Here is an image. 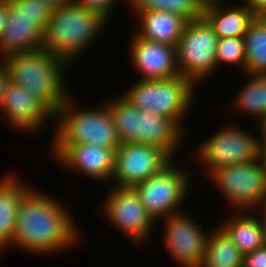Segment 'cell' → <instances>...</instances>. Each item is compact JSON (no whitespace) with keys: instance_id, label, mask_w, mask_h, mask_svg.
<instances>
[{"instance_id":"obj_26","label":"cell","mask_w":266,"mask_h":267,"mask_svg":"<svg viewBox=\"0 0 266 267\" xmlns=\"http://www.w3.org/2000/svg\"><path fill=\"white\" fill-rule=\"evenodd\" d=\"M116 98L105 102L111 113L118 139L121 143H136L137 108L121 94Z\"/></svg>"},{"instance_id":"obj_9","label":"cell","mask_w":266,"mask_h":267,"mask_svg":"<svg viewBox=\"0 0 266 267\" xmlns=\"http://www.w3.org/2000/svg\"><path fill=\"white\" fill-rule=\"evenodd\" d=\"M197 147L199 148H196L194 157L199 158L208 176L222 166L259 160L260 136H253L252 132L231 122L218 129Z\"/></svg>"},{"instance_id":"obj_35","label":"cell","mask_w":266,"mask_h":267,"mask_svg":"<svg viewBox=\"0 0 266 267\" xmlns=\"http://www.w3.org/2000/svg\"><path fill=\"white\" fill-rule=\"evenodd\" d=\"M42 1L50 5L52 8L60 7L75 2V0H42Z\"/></svg>"},{"instance_id":"obj_20","label":"cell","mask_w":266,"mask_h":267,"mask_svg":"<svg viewBox=\"0 0 266 267\" xmlns=\"http://www.w3.org/2000/svg\"><path fill=\"white\" fill-rule=\"evenodd\" d=\"M203 17L218 38L243 37L255 18L250 7L243 4L225 5L224 1L204 6Z\"/></svg>"},{"instance_id":"obj_32","label":"cell","mask_w":266,"mask_h":267,"mask_svg":"<svg viewBox=\"0 0 266 267\" xmlns=\"http://www.w3.org/2000/svg\"><path fill=\"white\" fill-rule=\"evenodd\" d=\"M8 0H0V36L5 29L8 17Z\"/></svg>"},{"instance_id":"obj_12","label":"cell","mask_w":266,"mask_h":267,"mask_svg":"<svg viewBox=\"0 0 266 267\" xmlns=\"http://www.w3.org/2000/svg\"><path fill=\"white\" fill-rule=\"evenodd\" d=\"M184 211L163 219L165 247L176 264L182 267H200L206 248L208 232Z\"/></svg>"},{"instance_id":"obj_4","label":"cell","mask_w":266,"mask_h":267,"mask_svg":"<svg viewBox=\"0 0 266 267\" xmlns=\"http://www.w3.org/2000/svg\"><path fill=\"white\" fill-rule=\"evenodd\" d=\"M72 98L69 97L54 114L51 156L56 160L70 145L77 144H95L116 150L121 142L107 104L82 108L76 106V100Z\"/></svg>"},{"instance_id":"obj_19","label":"cell","mask_w":266,"mask_h":267,"mask_svg":"<svg viewBox=\"0 0 266 267\" xmlns=\"http://www.w3.org/2000/svg\"><path fill=\"white\" fill-rule=\"evenodd\" d=\"M135 17L139 21V29L135 30L139 37L174 47L188 22L183 16L168 11H144Z\"/></svg>"},{"instance_id":"obj_5","label":"cell","mask_w":266,"mask_h":267,"mask_svg":"<svg viewBox=\"0 0 266 267\" xmlns=\"http://www.w3.org/2000/svg\"><path fill=\"white\" fill-rule=\"evenodd\" d=\"M195 85L179 75L164 80H137L121 94L138 110L151 111L171 120L184 134L183 125L194 104ZM184 119V120H183Z\"/></svg>"},{"instance_id":"obj_14","label":"cell","mask_w":266,"mask_h":267,"mask_svg":"<svg viewBox=\"0 0 266 267\" xmlns=\"http://www.w3.org/2000/svg\"><path fill=\"white\" fill-rule=\"evenodd\" d=\"M1 111L9 125L17 128V131L28 134L41 130L46 121H54V114L40 100L23 86L11 81L4 93Z\"/></svg>"},{"instance_id":"obj_33","label":"cell","mask_w":266,"mask_h":267,"mask_svg":"<svg viewBox=\"0 0 266 267\" xmlns=\"http://www.w3.org/2000/svg\"><path fill=\"white\" fill-rule=\"evenodd\" d=\"M250 9L255 17H266V0H256Z\"/></svg>"},{"instance_id":"obj_31","label":"cell","mask_w":266,"mask_h":267,"mask_svg":"<svg viewBox=\"0 0 266 267\" xmlns=\"http://www.w3.org/2000/svg\"><path fill=\"white\" fill-rule=\"evenodd\" d=\"M9 78L7 76V71L4 67V64L0 63V107L3 103L4 93L9 84Z\"/></svg>"},{"instance_id":"obj_10","label":"cell","mask_w":266,"mask_h":267,"mask_svg":"<svg viewBox=\"0 0 266 267\" xmlns=\"http://www.w3.org/2000/svg\"><path fill=\"white\" fill-rule=\"evenodd\" d=\"M108 192L102 203L103 215L134 244L144 243L152 235L155 220L142 205L135 189L112 186Z\"/></svg>"},{"instance_id":"obj_24","label":"cell","mask_w":266,"mask_h":267,"mask_svg":"<svg viewBox=\"0 0 266 267\" xmlns=\"http://www.w3.org/2000/svg\"><path fill=\"white\" fill-rule=\"evenodd\" d=\"M245 74L266 75V17H255L244 36Z\"/></svg>"},{"instance_id":"obj_7","label":"cell","mask_w":266,"mask_h":267,"mask_svg":"<svg viewBox=\"0 0 266 267\" xmlns=\"http://www.w3.org/2000/svg\"><path fill=\"white\" fill-rule=\"evenodd\" d=\"M217 41L218 36L204 17L188 21L176 45L180 75L197 86L215 74Z\"/></svg>"},{"instance_id":"obj_3","label":"cell","mask_w":266,"mask_h":267,"mask_svg":"<svg viewBox=\"0 0 266 267\" xmlns=\"http://www.w3.org/2000/svg\"><path fill=\"white\" fill-rule=\"evenodd\" d=\"M107 23L110 22L102 15L76 2L53 8L44 31L42 49L70 67L74 66L77 58L100 38Z\"/></svg>"},{"instance_id":"obj_38","label":"cell","mask_w":266,"mask_h":267,"mask_svg":"<svg viewBox=\"0 0 266 267\" xmlns=\"http://www.w3.org/2000/svg\"><path fill=\"white\" fill-rule=\"evenodd\" d=\"M225 2L226 0H199V2L203 5V6H207V5H211V4H215V3H219V2Z\"/></svg>"},{"instance_id":"obj_30","label":"cell","mask_w":266,"mask_h":267,"mask_svg":"<svg viewBox=\"0 0 266 267\" xmlns=\"http://www.w3.org/2000/svg\"><path fill=\"white\" fill-rule=\"evenodd\" d=\"M242 267H266V245L243 255Z\"/></svg>"},{"instance_id":"obj_28","label":"cell","mask_w":266,"mask_h":267,"mask_svg":"<svg viewBox=\"0 0 266 267\" xmlns=\"http://www.w3.org/2000/svg\"><path fill=\"white\" fill-rule=\"evenodd\" d=\"M9 6L18 14L40 16L46 23L51 17L53 8L42 0H8Z\"/></svg>"},{"instance_id":"obj_11","label":"cell","mask_w":266,"mask_h":267,"mask_svg":"<svg viewBox=\"0 0 266 267\" xmlns=\"http://www.w3.org/2000/svg\"><path fill=\"white\" fill-rule=\"evenodd\" d=\"M173 159L161 148L135 143H120L115 152L112 186L134 187L160 172Z\"/></svg>"},{"instance_id":"obj_6","label":"cell","mask_w":266,"mask_h":267,"mask_svg":"<svg viewBox=\"0 0 266 267\" xmlns=\"http://www.w3.org/2000/svg\"><path fill=\"white\" fill-rule=\"evenodd\" d=\"M208 177L232 211H259L266 206V173L260 160L222 166Z\"/></svg>"},{"instance_id":"obj_15","label":"cell","mask_w":266,"mask_h":267,"mask_svg":"<svg viewBox=\"0 0 266 267\" xmlns=\"http://www.w3.org/2000/svg\"><path fill=\"white\" fill-rule=\"evenodd\" d=\"M46 26L40 16L18 14L8 6L7 23L0 36V60L14 53L41 50Z\"/></svg>"},{"instance_id":"obj_27","label":"cell","mask_w":266,"mask_h":267,"mask_svg":"<svg viewBox=\"0 0 266 267\" xmlns=\"http://www.w3.org/2000/svg\"><path fill=\"white\" fill-rule=\"evenodd\" d=\"M217 69L221 64H235L245 73L246 50L243 37L218 38L216 47ZM241 67V68H240Z\"/></svg>"},{"instance_id":"obj_18","label":"cell","mask_w":266,"mask_h":267,"mask_svg":"<svg viewBox=\"0 0 266 267\" xmlns=\"http://www.w3.org/2000/svg\"><path fill=\"white\" fill-rule=\"evenodd\" d=\"M13 173V174H12ZM5 174L0 179V251L10 248L13 243L17 211L24 196L33 188L30 184H25L14 175ZM24 182V183H22Z\"/></svg>"},{"instance_id":"obj_17","label":"cell","mask_w":266,"mask_h":267,"mask_svg":"<svg viewBox=\"0 0 266 267\" xmlns=\"http://www.w3.org/2000/svg\"><path fill=\"white\" fill-rule=\"evenodd\" d=\"M182 139L185 134L168 118L137 109L136 143L159 147L175 160Z\"/></svg>"},{"instance_id":"obj_34","label":"cell","mask_w":266,"mask_h":267,"mask_svg":"<svg viewBox=\"0 0 266 267\" xmlns=\"http://www.w3.org/2000/svg\"><path fill=\"white\" fill-rule=\"evenodd\" d=\"M259 160L266 173V141H260Z\"/></svg>"},{"instance_id":"obj_29","label":"cell","mask_w":266,"mask_h":267,"mask_svg":"<svg viewBox=\"0 0 266 267\" xmlns=\"http://www.w3.org/2000/svg\"><path fill=\"white\" fill-rule=\"evenodd\" d=\"M117 1L118 0H75L78 5L97 12L108 21L112 19L111 16L114 13L113 10L116 7Z\"/></svg>"},{"instance_id":"obj_16","label":"cell","mask_w":266,"mask_h":267,"mask_svg":"<svg viewBox=\"0 0 266 267\" xmlns=\"http://www.w3.org/2000/svg\"><path fill=\"white\" fill-rule=\"evenodd\" d=\"M115 149L95 144L70 145L56 160L61 167L83 174L89 179L112 181L115 169ZM102 180V181H101Z\"/></svg>"},{"instance_id":"obj_23","label":"cell","mask_w":266,"mask_h":267,"mask_svg":"<svg viewBox=\"0 0 266 267\" xmlns=\"http://www.w3.org/2000/svg\"><path fill=\"white\" fill-rule=\"evenodd\" d=\"M243 74L247 76L248 82L230 106H233L235 111L254 115L259 125L266 118V75Z\"/></svg>"},{"instance_id":"obj_21","label":"cell","mask_w":266,"mask_h":267,"mask_svg":"<svg viewBox=\"0 0 266 267\" xmlns=\"http://www.w3.org/2000/svg\"><path fill=\"white\" fill-rule=\"evenodd\" d=\"M253 213V214H252ZM257 211H235L219 225L228 233L232 242L243 255L262 247L264 241V224Z\"/></svg>"},{"instance_id":"obj_36","label":"cell","mask_w":266,"mask_h":267,"mask_svg":"<svg viewBox=\"0 0 266 267\" xmlns=\"http://www.w3.org/2000/svg\"><path fill=\"white\" fill-rule=\"evenodd\" d=\"M257 127L260 131V141H266V118Z\"/></svg>"},{"instance_id":"obj_2","label":"cell","mask_w":266,"mask_h":267,"mask_svg":"<svg viewBox=\"0 0 266 267\" xmlns=\"http://www.w3.org/2000/svg\"><path fill=\"white\" fill-rule=\"evenodd\" d=\"M0 62L12 83L23 86L53 114L71 95L66 83L69 65L47 50L10 54Z\"/></svg>"},{"instance_id":"obj_25","label":"cell","mask_w":266,"mask_h":267,"mask_svg":"<svg viewBox=\"0 0 266 267\" xmlns=\"http://www.w3.org/2000/svg\"><path fill=\"white\" fill-rule=\"evenodd\" d=\"M134 17L144 11H168L183 16L187 21L203 17L204 6L199 0H128Z\"/></svg>"},{"instance_id":"obj_22","label":"cell","mask_w":266,"mask_h":267,"mask_svg":"<svg viewBox=\"0 0 266 267\" xmlns=\"http://www.w3.org/2000/svg\"><path fill=\"white\" fill-rule=\"evenodd\" d=\"M243 254L228 233L216 225L208 232L205 254L200 267H242Z\"/></svg>"},{"instance_id":"obj_37","label":"cell","mask_w":266,"mask_h":267,"mask_svg":"<svg viewBox=\"0 0 266 267\" xmlns=\"http://www.w3.org/2000/svg\"><path fill=\"white\" fill-rule=\"evenodd\" d=\"M259 211H257V212H258V214L259 213L261 214L262 221L264 224V241H265V245H266V206L264 208L260 209Z\"/></svg>"},{"instance_id":"obj_39","label":"cell","mask_w":266,"mask_h":267,"mask_svg":"<svg viewBox=\"0 0 266 267\" xmlns=\"http://www.w3.org/2000/svg\"><path fill=\"white\" fill-rule=\"evenodd\" d=\"M243 5L250 7L256 0H242Z\"/></svg>"},{"instance_id":"obj_8","label":"cell","mask_w":266,"mask_h":267,"mask_svg":"<svg viewBox=\"0 0 266 267\" xmlns=\"http://www.w3.org/2000/svg\"><path fill=\"white\" fill-rule=\"evenodd\" d=\"M175 163L172 160L160 172L133 187L155 221L162 222V218L182 211L180 208L194 183L189 168Z\"/></svg>"},{"instance_id":"obj_13","label":"cell","mask_w":266,"mask_h":267,"mask_svg":"<svg viewBox=\"0 0 266 267\" xmlns=\"http://www.w3.org/2000/svg\"><path fill=\"white\" fill-rule=\"evenodd\" d=\"M129 47L132 66L140 80H164L180 75L176 47L141 38L135 32Z\"/></svg>"},{"instance_id":"obj_1","label":"cell","mask_w":266,"mask_h":267,"mask_svg":"<svg viewBox=\"0 0 266 267\" xmlns=\"http://www.w3.org/2000/svg\"><path fill=\"white\" fill-rule=\"evenodd\" d=\"M62 204L33 186L20 202L11 246L40 256L75 247L82 231Z\"/></svg>"}]
</instances>
